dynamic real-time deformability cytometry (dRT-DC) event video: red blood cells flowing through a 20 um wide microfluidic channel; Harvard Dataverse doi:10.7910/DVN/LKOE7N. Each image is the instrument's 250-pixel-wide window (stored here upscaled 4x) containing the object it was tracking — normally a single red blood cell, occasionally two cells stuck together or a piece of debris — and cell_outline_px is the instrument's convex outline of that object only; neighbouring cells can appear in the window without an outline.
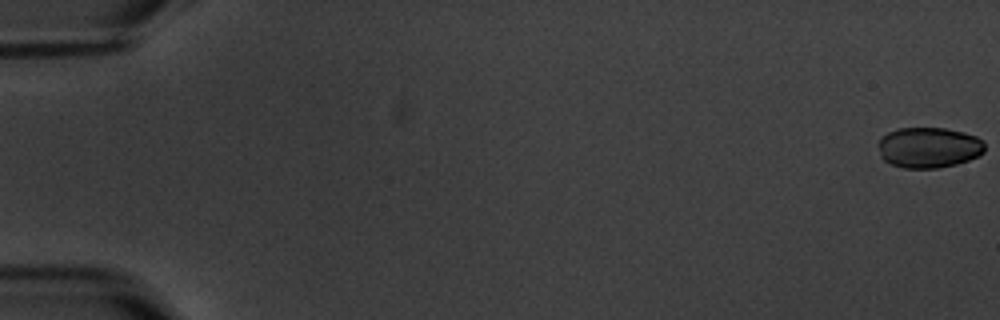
{"species": "common noctule bat (a hibernating species)", "species_latin": "Nyctalus noctula", "temperature_condition": "warm", "stored_images_in_passage": 9, "camera_frame_rate_fps": 3000, "um_per_image_px": 0.085, "animal": {"sex": "male", "body_mass_g": 20.1, "forearm_length_mm": 53.5}, "frame": {"image": 1, "passage_image": 1, "time_ms": 0.0, "image_size_px": [1000, 320], "cell_outline_px": [[984, 152], [980, 156], [956, 164], [936, 168], [904, 168], [892, 164], [884, 160], [880, 156], [880, 140], [888, 132], [896, 128], [944, 128], [964, 132], [976, 136], [984, 140]], "centroid_in_image_um": [78.98, 12.53], "position_along_channel_um": 6.0, "area_um2": 25.2}}
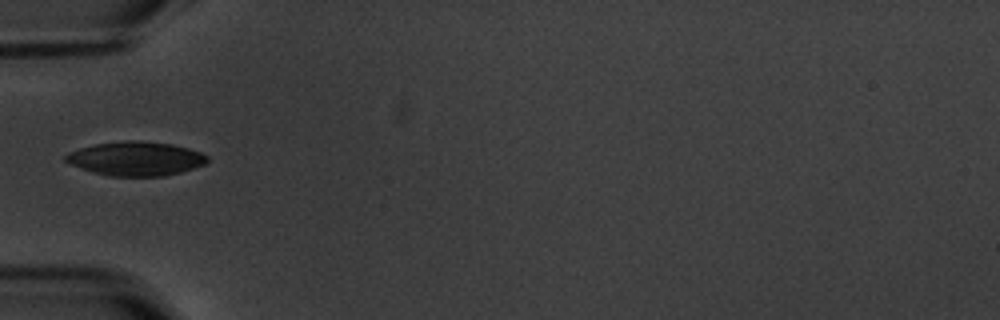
{"frame": {"image": 2, "passage_image": 6, "time_ms": 6.667, "image_size_px": [1000, 320], "cell_outline_px": [[208, 160], [204, 164], [180, 172], [164, 176], [108, 176], [92, 172], [72, 164], [64, 160], [64, 156], [68, 152], [80, 148], [96, 144], [128, 140], [136, 140], [172, 144], [188, 148], [200, 152], [208, 156]], "centroid_in_image_um": [11.53, 13.48], "position_along_channel_um": 73.5, "area_um2": 27.92}}
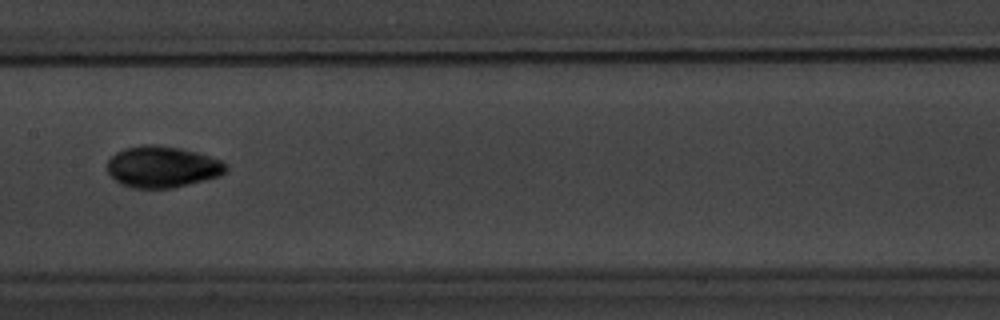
{"frame": {"image": 3, "passage_image": 9, "time_ms": 10.0, "image_size_px": [1000, 320], "cell_outline_px": [[228, 168], [220, 176], [172, 188], [132, 188], [120, 184], [108, 172], [108, 160], [116, 152], [124, 148], [140, 144], [156, 144], [180, 148], [196, 152], [220, 160], [228, 164]], "centroid_in_image_um": [13.79, 14.17], "position_along_channel_um": 193.6, "area_um2": 28.67}}